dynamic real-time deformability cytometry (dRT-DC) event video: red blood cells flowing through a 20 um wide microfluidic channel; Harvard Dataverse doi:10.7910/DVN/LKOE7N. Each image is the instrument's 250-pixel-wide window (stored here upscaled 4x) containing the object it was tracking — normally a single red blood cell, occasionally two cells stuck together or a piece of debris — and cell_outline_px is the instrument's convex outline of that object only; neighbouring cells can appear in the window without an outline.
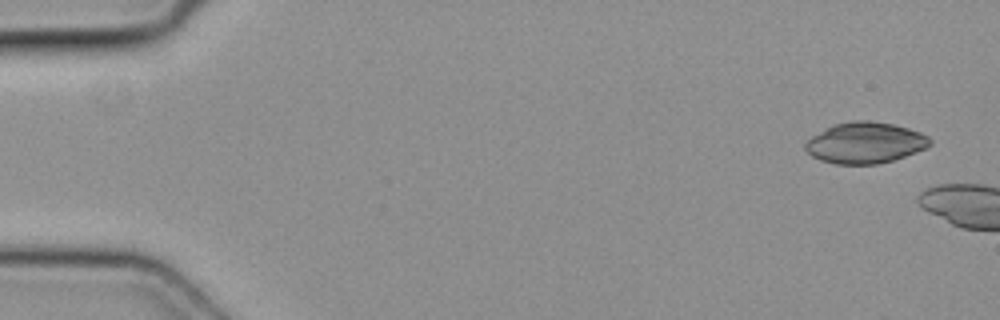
{"species": "common noctule bat (a hibernating species)", "species_latin": "Nyctalus noctula", "temperature_condition": "cold", "stored_images_in_passage": 6, "camera_frame_rate_fps": 3000, "um_per_image_px": 0.085, "animal": {"sex": "female", "body_mass_g": 19.3, "forearm_length_mm": 54.1}, "frame": {"image": 1, "passage_image": 1, "time_ms": 0.0, "image_size_px": [1000, 320], "cell_outline_px": [[932, 144], [924, 148], [904, 156], [892, 160], [876, 164], [836, 164], [820, 160], [812, 156], [804, 148], [804, 144], [812, 136], [832, 124], [852, 120], [872, 120], [892, 124], [908, 128], [920, 132], [928, 136], [932, 140]], "centroid_in_image_um": [73.52, 12.12], "position_along_channel_um": 11.5, "area_um2": 29.82}}